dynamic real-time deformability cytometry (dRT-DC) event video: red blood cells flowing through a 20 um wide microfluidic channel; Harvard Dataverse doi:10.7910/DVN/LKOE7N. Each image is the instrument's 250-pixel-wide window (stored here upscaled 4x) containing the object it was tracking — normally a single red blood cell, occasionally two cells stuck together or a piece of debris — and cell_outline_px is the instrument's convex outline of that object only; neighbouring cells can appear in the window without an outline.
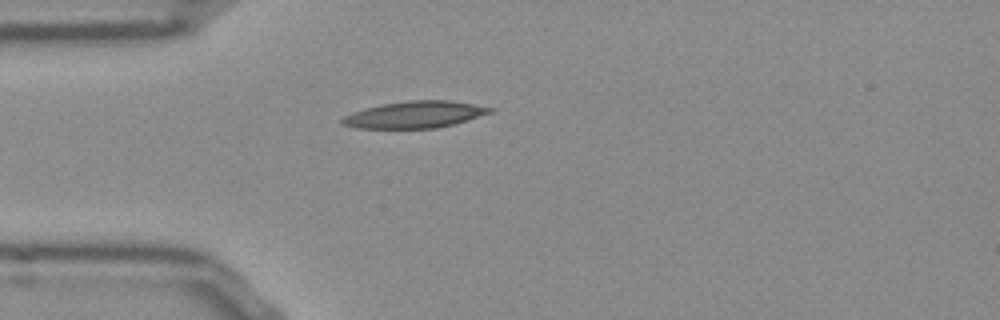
{"species": "Egyptian fruit bat (a non-hibernating species)", "species_latin": "Rousettus aegyptiacus", "temperature_condition": "room temperature", "stored_images_in_passage": 32, "camera_frame_rate_fps": 3000, "um_per_image_px": 0.085, "frame": {"image": 1, "passage_image": 1, "time_ms": 0.0, "image_size_px": [1000, 320], "cell_outline_px": [[496, 108], [492, 112], [452, 124], [436, 128], [356, 128], [340, 124], [340, 120], [344, 116], [352, 112], [380, 104], [408, 100], [448, 100]], "centroid_in_image_um": [35.21, 9.73], "position_along_channel_um": 49.8, "area_um2": 22.95}}
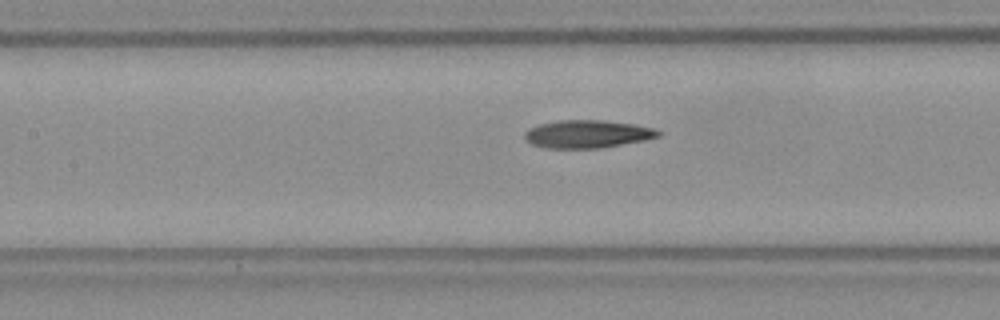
{"frame": {"image": 2, "passage_image": 10, "time_ms": 3.0, "image_size_px": [1000, 320], "cell_outline_px": [[660, 136], [644, 140], [600, 148], [548, 148], [532, 144], [524, 136], [524, 132], [528, 128], [540, 124], [556, 120], [604, 120], [632, 124], [656, 128], [660, 132]], "centroid_in_image_um": [49.92, 11.38], "position_along_channel_um": 157.5, "area_um2": 21.62}}
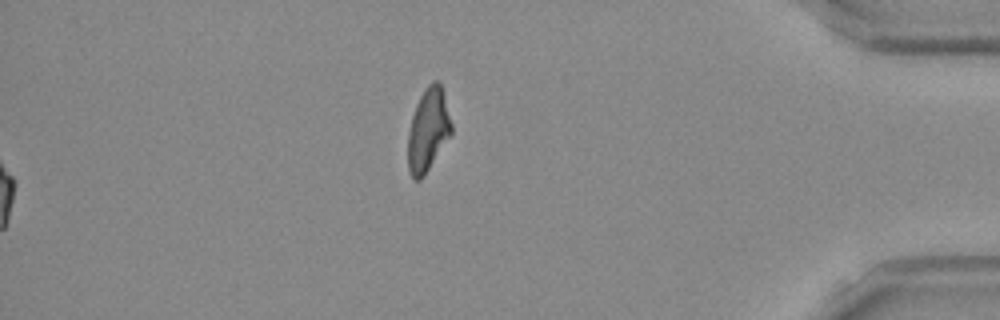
{"frame": {"image": 3, "passage_image": 32, "time_ms": 10.333, "image_size_px": [1000, 320], "cell_outline_px": [[452, 132], [424, 176], [420, 180], [412, 180], [408, 172], [408, 132], [412, 116], [416, 104], [420, 96], [428, 84], [432, 80], [436, 80], [440, 84], [444, 96], [452, 124]], "centroid_in_image_um": [36.36, 11.07], "position_along_channel_um": 398.8, "area_um2": 20.92}, "authors_computed_cell_mechanics": {"area_um2": 21.6461, "velocity_mm_per_s": 3.8545, "shape_relaxation_time_tau1_ms": 7.874, "shape_relaxation_time_tau2_ms": 4.3381, "deformation_change_tau1": 0.2227, "deformation_change_tau2": 0.1485}}